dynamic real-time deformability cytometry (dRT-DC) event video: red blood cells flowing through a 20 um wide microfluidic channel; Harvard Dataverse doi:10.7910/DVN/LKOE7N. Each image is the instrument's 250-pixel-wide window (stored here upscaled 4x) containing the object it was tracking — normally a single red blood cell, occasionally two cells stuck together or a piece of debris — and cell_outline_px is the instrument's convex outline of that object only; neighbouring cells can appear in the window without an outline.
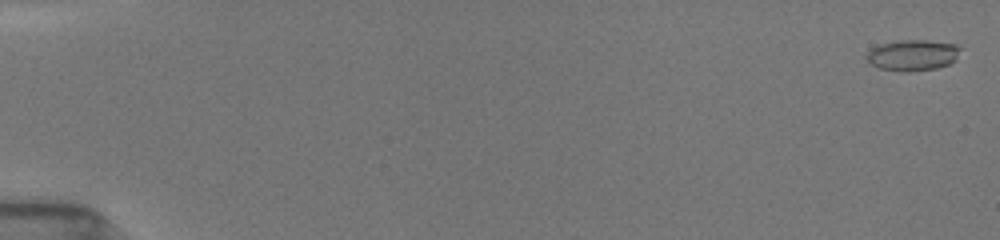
{"species": "common noctule bat (a hibernating species)", "species_latin": "Nyctalus noctula", "temperature_condition": "room temperature", "stored_images_in_passage": 54, "camera_frame_rate_fps": 3000, "um_per_image_px": 0.085, "animal": {"sex": "female", "body_mass_g": 19.5, "forearm_length_mm": 54.1}, "frame": {"image": 1, "passage_image": 2, "time_ms": 0.333, "image_size_px": [1000, 240], "cell_outline_px": [[960, 48], [956, 60], [948, 64], [936, 68], [908, 72], [880, 68], [872, 64], [868, 60], [868, 52], [872, 48], [880, 44], [900, 40], [928, 40], [956, 44]], "centroid_in_image_um": [77.61, 4.68], "position_along_channel_um": 7.4, "area_um2": 16.7}}
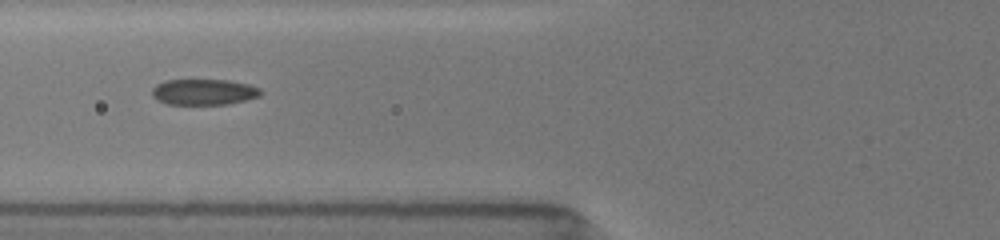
{"frame": {"image": 2, "passage_image": 23, "time_ms": 7.333, "image_size_px": [1000, 240], "cell_outline_px": [[264, 92], [260, 96], [228, 104], [168, 104], [156, 100], [152, 96], [152, 88], [156, 84], [164, 80], [228, 80], [248, 84], [260, 88]], "centroid_in_image_um": [17.32, 7.81], "position_along_channel_um": 108.5, "area_um2": 16.47}}
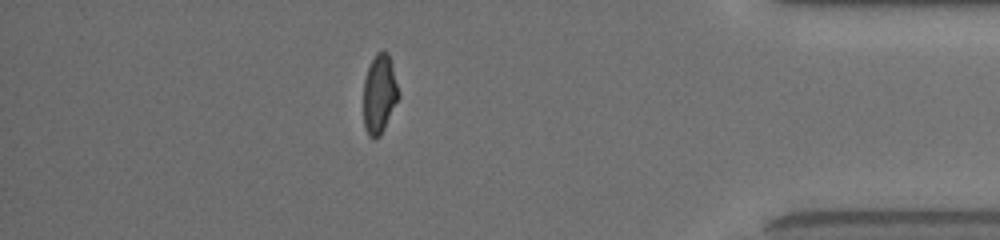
{"frame": {"image": 3, "passage_image": 48, "time_ms": 15.667, "image_size_px": [1000, 240], "cell_outline_px": [[400, 96], [380, 136], [376, 140], [368, 136], [364, 124], [364, 80], [368, 68], [376, 52], [388, 52], [400, 92]], "centroid_in_image_um": [32.26, 8.01], "position_along_channel_um": 402.9, "area_um2": 16.13}, "authors_computed_cell_mechanics": {"area_um2": 16.7042, "velocity_mm_per_s": 3.9244, "shape_relaxation_time_tau1_ms": 5.761, "shape_relaxation_time_tau2_ms": 1.1883, "deformation_change_tau1": 0.1711, "deformation_change_tau2": 0.0612}}